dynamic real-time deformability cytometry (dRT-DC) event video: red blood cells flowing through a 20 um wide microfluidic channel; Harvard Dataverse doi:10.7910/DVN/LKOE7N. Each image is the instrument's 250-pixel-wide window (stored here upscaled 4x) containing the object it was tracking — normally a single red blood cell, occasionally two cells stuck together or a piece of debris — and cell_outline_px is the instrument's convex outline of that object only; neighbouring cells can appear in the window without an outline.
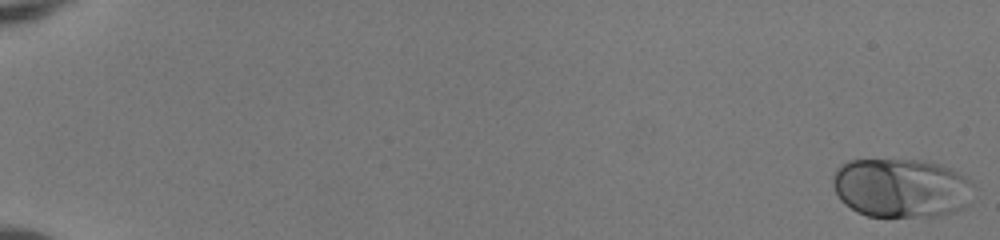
{"species": "human", "species_latin": "Homo sapiens", "temperature_condition": "room temperature", "stored_images_in_passage": 52, "camera_frame_rate_fps": 3000, "um_per_image_px": 0.085, "donor": {"sex": "female"}, "frame": {"image": 1, "passage_image": 1, "time_ms": 0.0, "image_size_px": [1000, 240], "cell_outline_px": [[976, 188], [968, 204], [964, 208], [952, 212], [936, 216], [868, 216], [856, 212], [844, 204], [840, 200], [832, 184], [832, 176], [836, 168], [840, 164], [848, 160], [920, 160], [940, 164], [964, 176]], "centroid_in_image_um": [76.58, 15.97], "position_along_channel_um": 8.4, "area_um2": 48.84}}
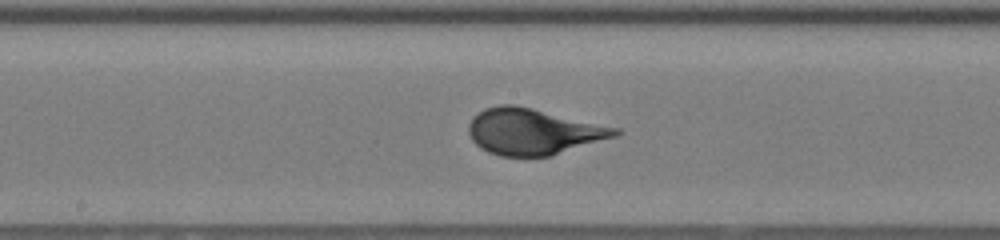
{"frame": {"image": 2, "passage_image": 30, "time_ms": 9.667, "image_size_px": [1000, 240], "cell_outline_px": [[624, 132], [616, 136], [552, 156], [500, 156], [488, 152], [480, 148], [472, 140], [468, 132], [468, 124], [472, 116], [484, 108], [500, 104], [512, 104], [532, 108], [620, 128]], "centroid_in_image_um": [45.31, 11.18], "position_along_channel_um": 202.9, "area_um2": 39.59}}
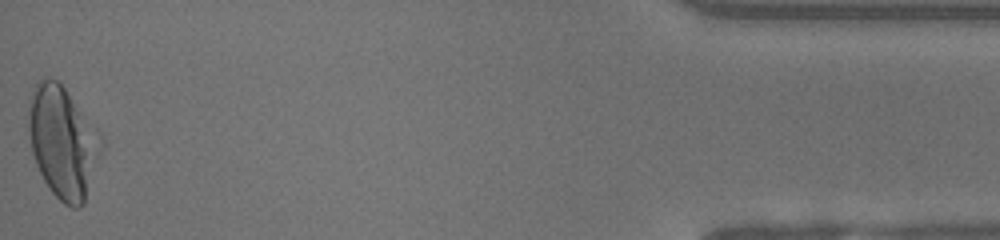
{"frame": {"image": 3, "passage_image": 52, "time_ms": 17.0, "image_size_px": [1000, 240], "cell_outline_px": [[104, 148], [84, 204], [80, 208], [72, 208], [64, 204], [48, 188], [36, 164], [32, 152], [28, 132], [28, 108], [32, 92], [36, 84], [44, 76], [48, 76], [56, 80], [64, 88], [100, 132], [104, 140]], "centroid_in_image_um": [5.37, 12.1], "position_along_channel_um": 429.8, "area_um2": 47.74}}